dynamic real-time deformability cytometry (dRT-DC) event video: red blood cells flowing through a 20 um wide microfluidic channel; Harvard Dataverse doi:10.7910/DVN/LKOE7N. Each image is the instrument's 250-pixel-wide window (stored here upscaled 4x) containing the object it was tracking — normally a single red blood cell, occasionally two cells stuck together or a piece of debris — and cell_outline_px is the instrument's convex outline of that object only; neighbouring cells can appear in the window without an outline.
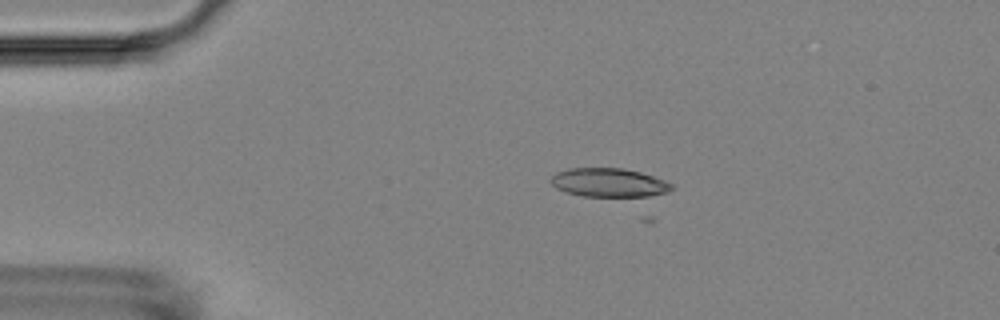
{"species": "Egyptian fruit bat (a non-hibernating species)", "species_latin": "Rousettus aegyptiacus", "temperature_condition": "room temperature", "stored_images_in_passage": 6, "camera_frame_rate_fps": 3000, "um_per_image_px": 0.085, "animal": {"sex": "female"}, "frame": {"image": 1, "passage_image": 4, "time_ms": 3.667, "image_size_px": [1000, 320], "cell_outline_px": [[672, 188], [668, 192], [648, 196], [580, 196], [564, 192], [556, 188], [548, 180], [556, 172], [568, 168], [624, 168], [640, 172], [664, 180], [672, 184]], "centroid_in_image_um": [51.7, 15.52], "position_along_channel_um": 33.3, "area_um2": 20.29}}